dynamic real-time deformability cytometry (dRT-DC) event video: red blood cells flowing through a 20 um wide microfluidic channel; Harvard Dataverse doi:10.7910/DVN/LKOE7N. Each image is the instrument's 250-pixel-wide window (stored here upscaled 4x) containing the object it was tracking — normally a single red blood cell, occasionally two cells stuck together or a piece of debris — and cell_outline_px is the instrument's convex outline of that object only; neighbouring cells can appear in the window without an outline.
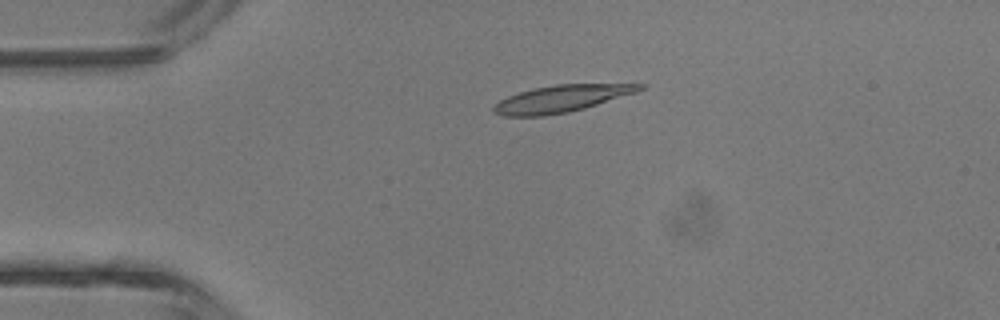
{"species": "common noctule bat (a hibernating species)", "species_latin": "Nyctalus noctula", "temperature_condition": "room temperature", "stored_images_in_passage": 3, "camera_frame_rate_fps": 3000, "um_per_image_px": 0.085, "animal": {"sex": "male", "body_mass_g": 13.3}, "frame": {"image": 1, "passage_image": 2, "time_ms": 1.0, "image_size_px": [1000, 320], "cell_outline_px": [[648, 84], [644, 88], [636, 92], [584, 108], [568, 112], [544, 116], [504, 116], [496, 112], [492, 108], [500, 100], [508, 96], [532, 88], [556, 84]], "centroid_in_image_um": [47.72, 8.38], "position_along_channel_um": 37.3, "area_um2": 22.66}}